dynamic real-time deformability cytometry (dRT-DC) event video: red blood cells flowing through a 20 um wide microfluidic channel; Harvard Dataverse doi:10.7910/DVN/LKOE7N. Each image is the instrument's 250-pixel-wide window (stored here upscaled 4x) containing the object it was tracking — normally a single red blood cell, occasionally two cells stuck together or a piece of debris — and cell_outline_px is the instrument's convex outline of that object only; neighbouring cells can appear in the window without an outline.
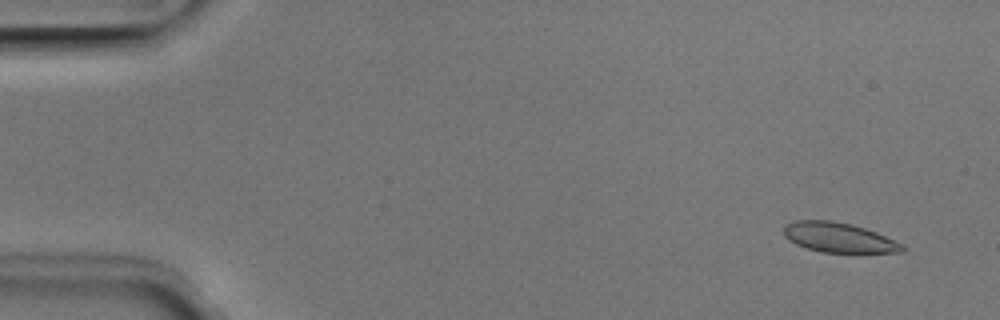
{"species": "Egyptian fruit bat (a non-hibernating species)", "species_latin": "Rousettus aegyptiacus", "temperature_condition": "room temperature", "stored_images_in_passage": 52, "camera_frame_rate_fps": 3000, "um_per_image_px": 0.085, "animal": {"sex": "male"}, "frame": {"image": 1, "passage_image": 4, "time_ms": 1.0, "image_size_px": [1000, 320], "cell_outline_px": [[908, 248], [904, 252], [860, 256], [820, 252], [796, 244], [788, 240], [784, 236], [784, 228], [788, 224], [796, 220], [832, 220], [852, 224], [876, 232], [904, 244]], "centroid_in_image_um": [71.43, 20.26], "position_along_channel_um": 13.6, "area_um2": 21.79}}
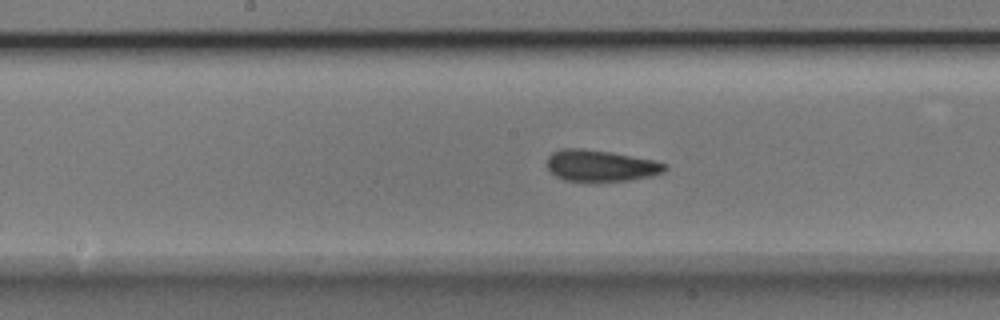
{"frame": {"image": 2, "passage_image": 27, "time_ms": 8.667, "image_size_px": [1000, 320], "cell_outline_px": [[668, 168], [664, 172], [652, 176], [628, 180], [564, 180], [556, 176], [548, 168], [548, 156], [552, 152], [560, 148], [580, 148], [608, 152], [652, 160], [668, 164]], "centroid_in_image_um": [51.06, 14.07], "position_along_channel_um": 197.1, "area_um2": 21.15}}
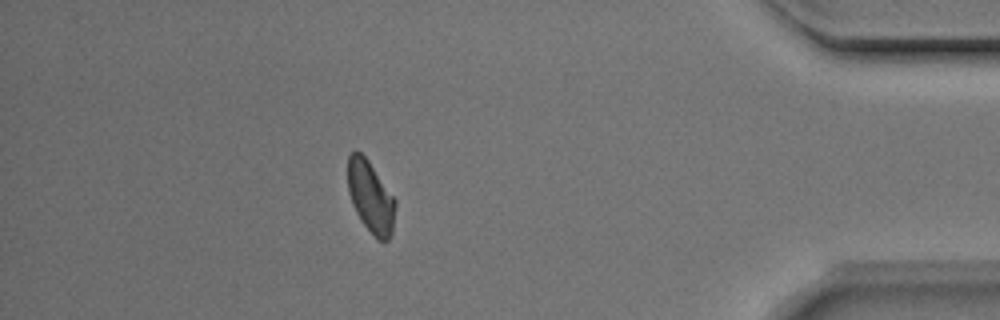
{"frame": {"image": 3, "passage_image": 46, "time_ms": 15.0, "image_size_px": [1000, 320], "cell_outline_px": [[396, 204], [392, 232], [388, 240], [376, 240], [364, 224], [356, 212], [352, 204], [348, 192], [348, 156], [352, 152], [360, 152], [368, 160], [396, 200]], "centroid_in_image_um": [31.5, 16.75], "position_along_channel_um": 403.7, "area_um2": 19.71}, "authors_computed_cell_mechanics": {"area_um2": 21.1837, "velocity_mm_per_s": 3.9435, "shape_relaxation_time_tau1_ms": 3.306, "shape_relaxation_time_tau2_ms": 1.1798, "deformation_change_tau1": 0.0923, "deformation_change_tau2": 0.0585}}